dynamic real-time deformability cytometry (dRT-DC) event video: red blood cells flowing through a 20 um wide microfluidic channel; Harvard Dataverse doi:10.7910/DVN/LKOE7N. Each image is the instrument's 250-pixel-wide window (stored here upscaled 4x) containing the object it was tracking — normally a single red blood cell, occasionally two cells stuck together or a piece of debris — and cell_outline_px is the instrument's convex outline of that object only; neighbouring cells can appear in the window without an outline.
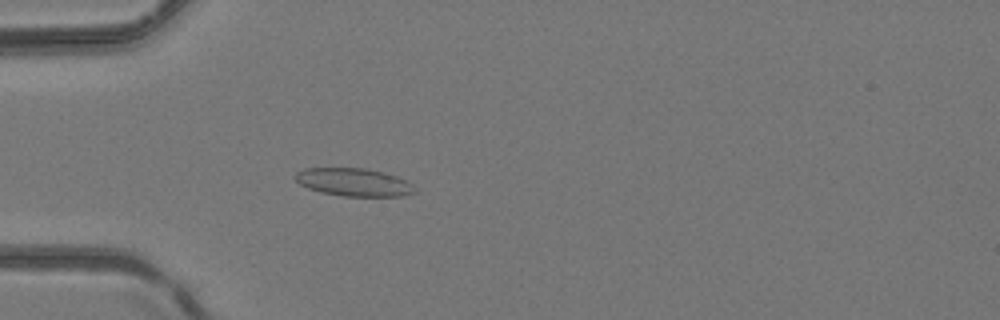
{"species": "common noctule bat (a hibernating species)", "species_latin": "Nyctalus noctula", "temperature_condition": "room temperature", "stored_images_in_passage": 4, "camera_frame_rate_fps": 3000, "um_per_image_px": 0.085, "animal": {"sex": "female", "body_mass_g": 24.6, "forearm_length_mm": 56.2}, "frame": {"image": 1, "passage_image": 4, "time_ms": 1.0, "image_size_px": [1000, 320], "cell_outline_px": [[420, 192], [404, 196], [344, 196], [320, 192], [308, 188], [300, 184], [292, 176], [296, 172], [304, 168], [364, 168], [384, 172], [396, 176], [412, 184]], "centroid_in_image_um": [30.09, 15.49], "position_along_channel_um": 54.9, "area_um2": 19.65}}